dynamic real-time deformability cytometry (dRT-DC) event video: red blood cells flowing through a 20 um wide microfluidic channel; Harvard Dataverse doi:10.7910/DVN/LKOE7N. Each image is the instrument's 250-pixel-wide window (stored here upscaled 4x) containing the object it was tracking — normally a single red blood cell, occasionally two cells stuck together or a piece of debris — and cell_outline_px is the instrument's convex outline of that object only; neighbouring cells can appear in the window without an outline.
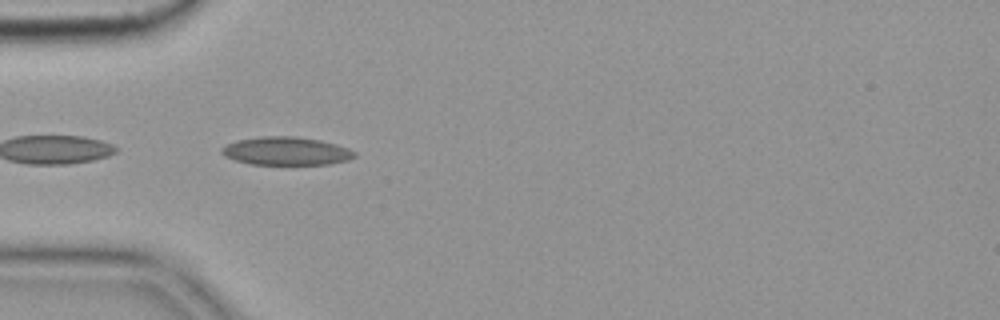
{"species": "common noctule bat (a hibernating species)", "species_latin": "Nyctalus noctula", "temperature_condition": "cold", "stored_images_in_passage": 39, "camera_frame_rate_fps": 3000, "um_per_image_px": 0.085, "animal": {"sex": "female", "body_mass_g": 19.9}, "frame": {"image": 1, "passage_image": 1, "time_ms": 0.0, "image_size_px": [1000, 320], "cell_outline_px": [[356, 156], [348, 160], [328, 164], [252, 164], [236, 160], [224, 156], [220, 152], [220, 148], [236, 140], [260, 136], [296, 136], [320, 140], [336, 144], [348, 148], [356, 152]], "centroid_in_image_um": [24.32, 12.83], "position_along_channel_um": 60.7, "area_um2": 21.85}, "authors_computed_cell_mechanics": {"area_um2": 20.23, "velocity_mm_per_s": 3.6472, "shape_relaxation_time_tau1_ms": null, "shape_relaxation_time_tau2_ms": 3.215, "deformation_change_tau1": null, "deformation_change_tau2": 0.0876}}